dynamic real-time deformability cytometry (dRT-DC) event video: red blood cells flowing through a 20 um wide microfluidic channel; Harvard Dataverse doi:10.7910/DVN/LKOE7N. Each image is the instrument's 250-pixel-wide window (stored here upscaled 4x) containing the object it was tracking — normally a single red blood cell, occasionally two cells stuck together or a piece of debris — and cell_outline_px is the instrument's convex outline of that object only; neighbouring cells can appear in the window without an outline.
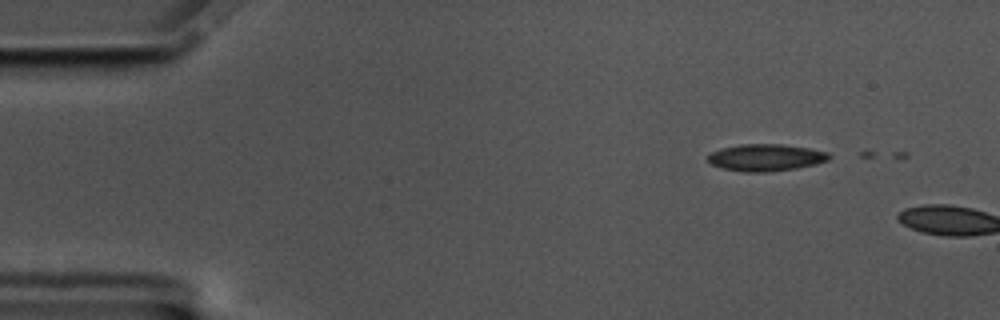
{"species": "common noctule bat (a hibernating species)", "species_latin": "Nyctalus noctula", "temperature_condition": "cold", "stored_images_in_passage": 4, "camera_frame_rate_fps": 3000, "um_per_image_px": 0.085, "animal": {"sex": "male", "body_mass_g": 17.5, "forearm_length_mm": 52.3}, "frame": {"image": 1, "passage_image": 3, "time_ms": 0.667, "image_size_px": [1000, 320], "cell_outline_px": [[832, 156], [828, 160], [816, 164], [796, 168], [764, 172], [744, 172], [724, 168], [712, 164], [708, 160], [708, 156], [712, 152], [720, 148], [740, 144], [780, 144], [808, 148], [828, 152]], "centroid_in_image_um": [65.11, 13.38], "position_along_channel_um": 19.9, "area_um2": 18.9}}